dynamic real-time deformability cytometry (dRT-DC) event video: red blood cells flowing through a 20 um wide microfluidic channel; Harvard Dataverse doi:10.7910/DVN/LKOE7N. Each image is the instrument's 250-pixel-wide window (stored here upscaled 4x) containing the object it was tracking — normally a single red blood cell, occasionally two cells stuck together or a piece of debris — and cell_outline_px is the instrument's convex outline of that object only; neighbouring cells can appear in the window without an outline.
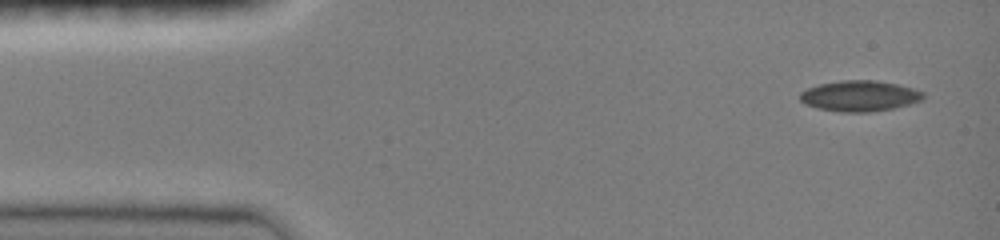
{"species": "common noctule bat (a hibernating species)", "species_latin": "Nyctalus noctula", "temperature_condition": "room temperature", "stored_images_in_passage": 4, "camera_frame_rate_fps": 3000, "um_per_image_px": 0.085, "animal": {"sex": "female", "body_mass_g": 19.0, "forearm_length_mm": 51.5}, "frame": {"image": 1, "passage_image": 1, "time_ms": 0.0, "image_size_px": [1000, 240], "cell_outline_px": [[924, 100], [892, 108], [868, 112], [840, 112], [816, 108], [800, 100], [800, 92], [808, 88], [820, 84], [840, 80], [876, 80], [896, 84], [912, 88], [924, 92]], "centroid_in_image_um": [73.07, 8.15], "position_along_channel_um": 11.9, "area_um2": 21.96}}
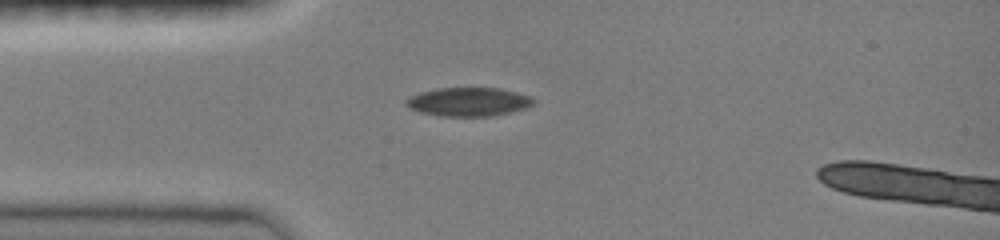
{"frame": {"image": 2, "passage_image": 4, "time_ms": 1.0, "image_size_px": [1000, 240], "cell_outline_px": [[536, 104], [528, 108], [512, 112], [492, 116], [440, 116], [420, 112], [404, 104], [404, 100], [408, 96], [420, 92], [436, 88], [500, 88], [532, 96], [536, 100]], "centroid_in_image_um": [39.86, 8.65], "position_along_channel_um": 45.1, "area_um2": 21.68}}